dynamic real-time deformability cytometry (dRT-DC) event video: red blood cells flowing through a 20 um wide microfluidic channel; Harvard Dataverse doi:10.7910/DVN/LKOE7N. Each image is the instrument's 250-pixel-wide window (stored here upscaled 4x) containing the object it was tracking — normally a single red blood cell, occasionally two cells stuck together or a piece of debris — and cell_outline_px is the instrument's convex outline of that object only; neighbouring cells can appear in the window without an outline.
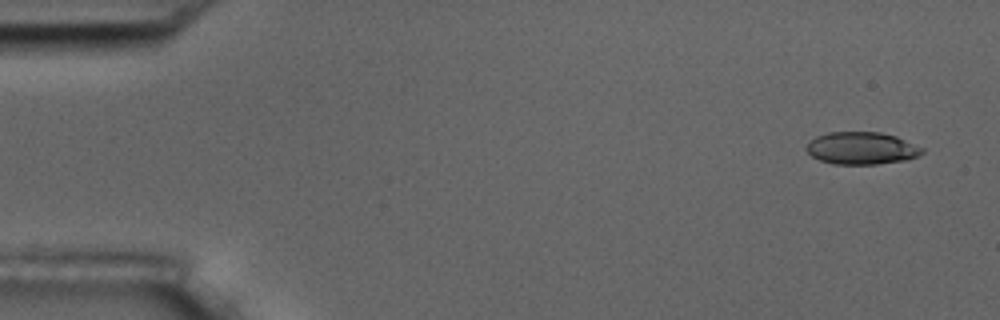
{"species": "common noctule bat (a hibernating species)", "species_latin": "Nyctalus noctula", "temperature_condition": "room temperature", "stored_images_in_passage": 5, "camera_frame_rate_fps": 3000, "um_per_image_px": 0.085, "animal": {"sex": "male", "body_mass_g": 17.5, "forearm_length_mm": 52.3}, "frame": {"image": 1, "passage_image": 1, "time_ms": 0.0, "image_size_px": [1000, 320], "cell_outline_px": [[924, 152], [920, 156], [908, 160], [876, 164], [832, 164], [820, 160], [812, 156], [804, 148], [808, 140], [816, 136], [828, 132], [880, 132], [896, 136], [924, 148]], "centroid_in_image_um": [73.23, 12.6], "position_along_channel_um": 11.8, "area_um2": 22.14}}
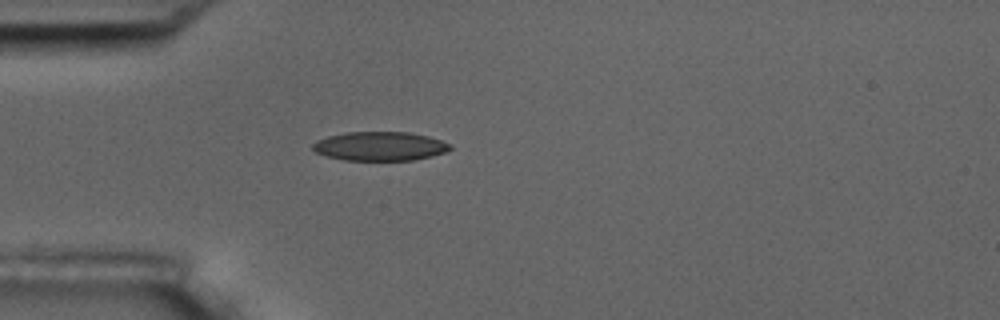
{"frame": {"image": 2, "passage_image": 5, "time_ms": 4.333, "image_size_px": [1000, 320], "cell_outline_px": [[452, 148], [444, 152], [432, 156], [412, 160], [344, 160], [328, 156], [316, 152], [312, 148], [312, 144], [316, 140], [328, 136], [344, 132], [408, 132], [428, 136], [452, 144]], "centroid_in_image_um": [32.29, 12.42], "position_along_channel_um": 52.7, "area_um2": 23.18}}